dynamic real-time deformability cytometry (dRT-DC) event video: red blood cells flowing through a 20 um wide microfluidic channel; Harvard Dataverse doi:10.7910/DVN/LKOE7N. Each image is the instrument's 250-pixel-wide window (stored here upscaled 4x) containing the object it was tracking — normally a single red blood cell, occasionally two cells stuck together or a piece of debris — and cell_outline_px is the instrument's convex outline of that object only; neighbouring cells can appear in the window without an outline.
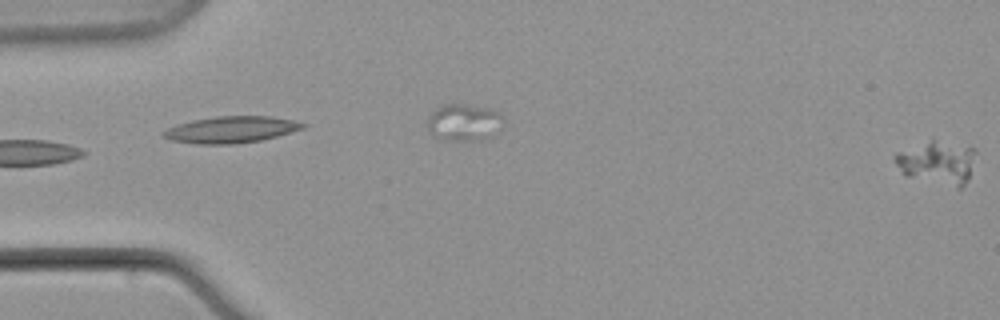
{"species": "common noctule bat (a hibernating species)", "species_latin": "Nyctalus noctula", "temperature_condition": "warm", "stored_images_in_passage": 6, "camera_frame_rate_fps": 3000, "um_per_image_px": 0.085, "animal": {"sex": "male", "body_mass_g": 21.5, "forearm_length_mm": 52.0}, "frame": {"image": 1, "passage_image": 6, "time_ms": 6.333, "image_size_px": [1000, 320], "cell_outline_px": [[976, 152], [968, 176], [964, 184], [960, 188], [908, 176], [896, 164], [892, 156], [896, 152], [932, 140], [936, 140], [972, 148]], "centroid_in_image_um": [79.64, 13.8], "position_along_channel_um": 5.4, "area_um2": 19.54}}